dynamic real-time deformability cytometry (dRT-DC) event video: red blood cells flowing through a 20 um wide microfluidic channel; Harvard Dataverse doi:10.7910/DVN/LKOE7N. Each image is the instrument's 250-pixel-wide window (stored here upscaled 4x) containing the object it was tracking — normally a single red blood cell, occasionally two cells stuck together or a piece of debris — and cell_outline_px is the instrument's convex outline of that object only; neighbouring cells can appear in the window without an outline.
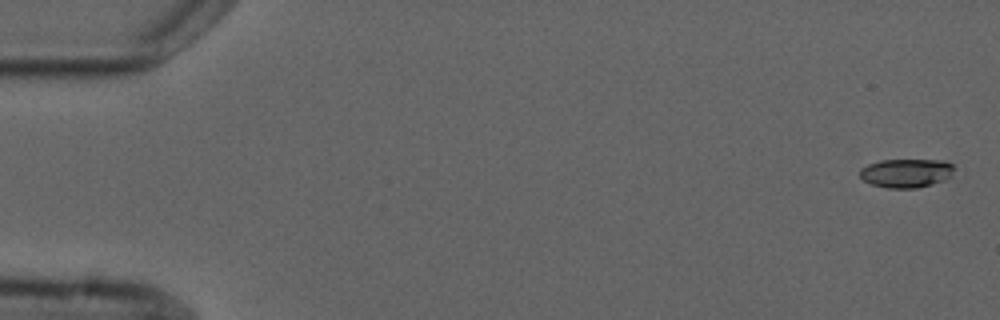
{"species": "common noctule bat (a hibernating species)", "species_latin": "Nyctalus noctula", "temperature_condition": "cold", "stored_images_in_passage": 6, "camera_frame_rate_fps": 3000, "um_per_image_px": 0.085, "animal": {"sex": "male", "forearm_length_mm": 52.5}, "frame": {"image": 1, "passage_image": 1, "time_ms": 0.0, "image_size_px": [1000, 320], "cell_outline_px": [[952, 176], [944, 180], [932, 184], [916, 188], [888, 188], [872, 184], [864, 180], [860, 176], [860, 168], [868, 164], [880, 160], [944, 160], [952, 164]], "centroid_in_image_um": [77.02, 14.71], "position_along_channel_um": 8.0, "area_um2": 15.78}}
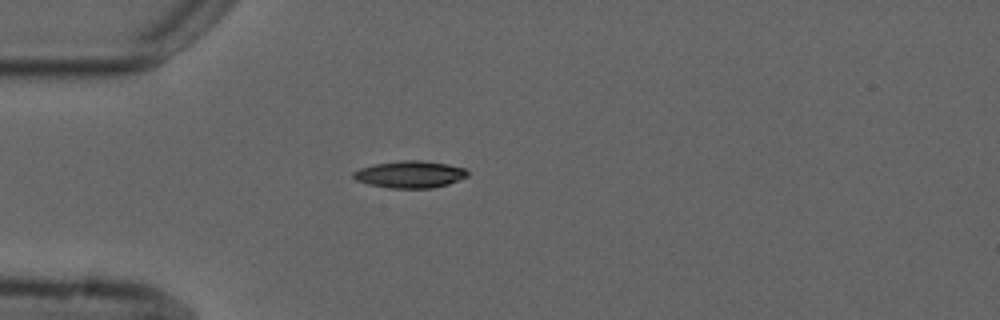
{"frame": {"image": 2, "passage_image": 5, "time_ms": 4.667, "image_size_px": [1000, 320], "cell_outline_px": [[468, 176], [448, 184], [432, 188], [388, 188], [368, 184], [356, 180], [352, 176], [352, 172], [360, 168], [372, 164], [400, 160], [420, 160], [448, 164], [464, 168], [468, 172]], "centroid_in_image_um": [34.82, 14.81], "position_along_channel_um": 50.2, "area_um2": 18.09}}